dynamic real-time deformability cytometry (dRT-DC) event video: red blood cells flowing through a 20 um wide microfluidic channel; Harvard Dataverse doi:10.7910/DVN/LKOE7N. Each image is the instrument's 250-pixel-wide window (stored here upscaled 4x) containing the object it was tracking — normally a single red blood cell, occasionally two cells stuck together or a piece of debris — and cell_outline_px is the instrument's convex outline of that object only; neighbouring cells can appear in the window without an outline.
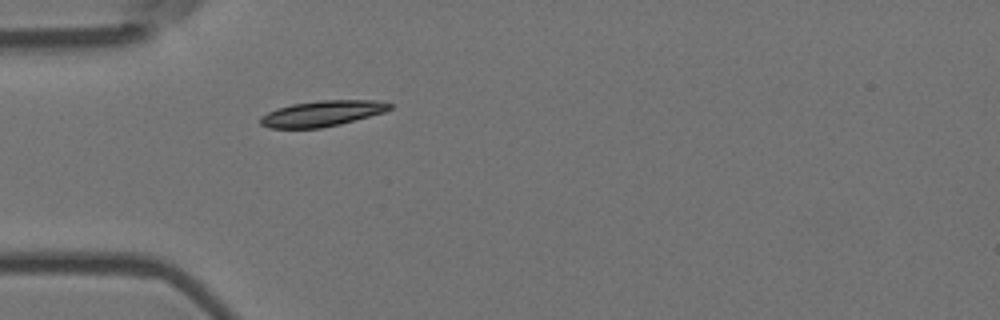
{"species": "Egyptian fruit bat (a non-hibernating species)", "species_latin": "Rousettus aegyptiacus", "temperature_condition": "room temperature", "stored_images_in_passage": 5, "camera_frame_rate_fps": 3000, "um_per_image_px": 0.085, "animal": {"sex": "female"}, "frame": {"image": 1, "passage_image": 5, "time_ms": 1.333, "image_size_px": [1000, 320], "cell_outline_px": [[392, 108], [384, 112], [340, 124], [320, 128], [268, 128], [260, 124], [260, 116], [276, 108], [292, 104], [320, 100], [376, 100], [392, 104]], "centroid_in_image_um": [27.36, 9.64], "position_along_channel_um": 57.6, "area_um2": 19.36}}